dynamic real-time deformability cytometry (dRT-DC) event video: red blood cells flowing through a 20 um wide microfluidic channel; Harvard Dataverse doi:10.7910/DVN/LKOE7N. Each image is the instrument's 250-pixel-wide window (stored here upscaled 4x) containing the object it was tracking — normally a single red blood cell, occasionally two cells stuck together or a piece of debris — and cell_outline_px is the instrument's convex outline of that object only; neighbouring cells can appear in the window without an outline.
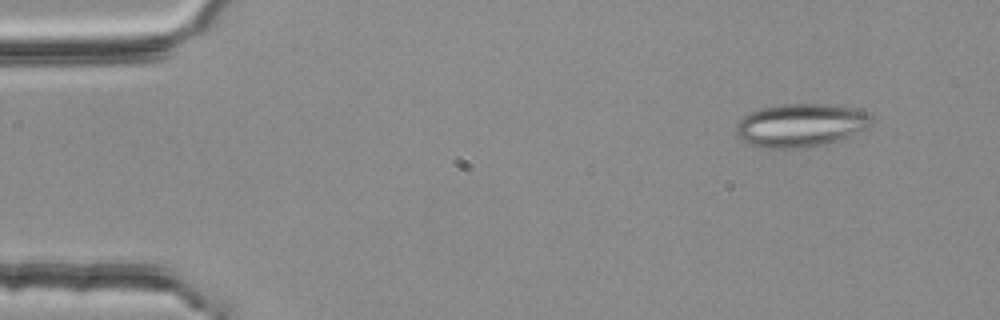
{"species": "common noctule bat (a hibernating species)", "species_latin": "Nyctalus noctula", "temperature_condition": "room temperature", "stored_images_in_passage": 4, "camera_frame_rate_fps": 3000, "um_per_image_px": 0.085, "animal": {"sex": "female", "body_mass_g": 25.1}, "frame": {"image": 1, "passage_image": 1, "time_ms": 0.0, "image_size_px": [1000, 320], "cell_outline_px": [[872, 124], [868, 128], [836, 140], [824, 144], [808, 148], [764, 148], [748, 144], [740, 140], [736, 132], [736, 124], [744, 116], [760, 108], [780, 104], [828, 104], [852, 108], [864, 112], [872, 116]], "centroid_in_image_um": [68.03, 10.65], "position_along_channel_um": 17.0, "area_um2": 34.1}}